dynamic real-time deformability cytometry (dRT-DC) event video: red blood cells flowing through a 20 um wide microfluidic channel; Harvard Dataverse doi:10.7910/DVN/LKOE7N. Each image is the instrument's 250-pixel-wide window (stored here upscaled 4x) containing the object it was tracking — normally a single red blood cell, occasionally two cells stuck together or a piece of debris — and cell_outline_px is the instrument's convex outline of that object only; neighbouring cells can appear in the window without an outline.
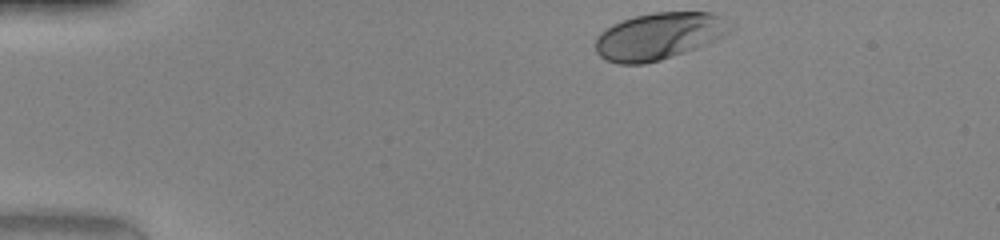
{"species": "human", "species_latin": "Homo sapiens", "temperature_condition": "warm", "stored_images_in_passage": 34, "camera_frame_rate_fps": 3000, "um_per_image_px": 0.085, "donor": {"sex": "female"}, "frame": {"image": 1, "passage_image": 1, "time_ms": 0.0, "image_size_px": [1000, 240], "cell_outline_px": [[736, 24], [724, 36], [696, 48], [660, 60], [644, 64], [620, 64], [608, 60], [600, 56], [596, 52], [596, 36], [604, 28], [612, 24], [636, 16], [652, 12], [712, 12]], "centroid_in_image_um": [56.03, 3.05], "position_along_channel_um": 29.0, "area_um2": 36.93}}
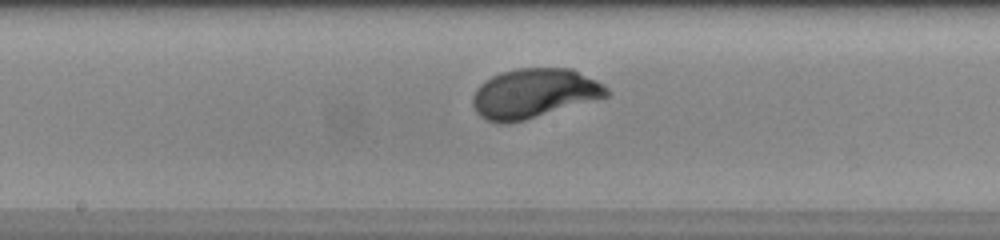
{"frame": {"image": 2, "passage_image": 19, "time_ms": 6.0, "image_size_px": [1000, 240], "cell_outline_px": [[612, 92], [608, 96], [524, 120], [508, 124], [496, 124], [484, 120], [476, 112], [472, 104], [472, 96], [476, 88], [484, 80], [500, 72], [516, 68], [572, 68], [604, 84]], "centroid_in_image_um": [45.35, 7.94], "position_along_channel_um": 202.8, "area_um2": 38.96}}
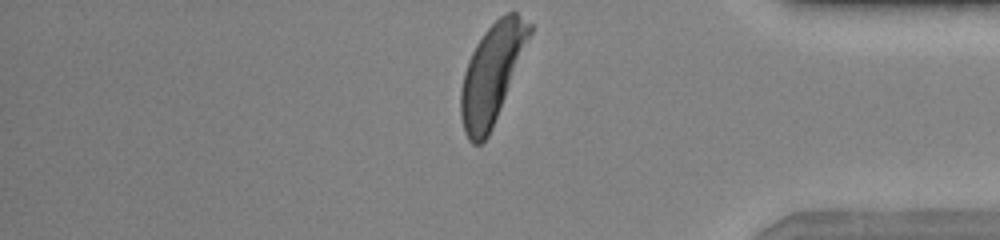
{"frame": {"image": 3, "passage_image": 34, "time_ms": 11.0, "image_size_px": [1000, 240], "cell_outline_px": [[532, 32], [492, 128], [488, 136], [480, 144], [472, 144], [468, 140], [464, 132], [460, 116], [460, 88], [464, 72], [468, 60], [476, 44], [484, 32], [504, 12], [516, 12], [532, 24]], "centroid_in_image_um": [41.78, 6.27], "position_along_channel_um": 393.4, "area_um2": 39.25}, "authors_computed_cell_mechanics": {"area_um2": 38.0902, "velocity_mm_per_s": 4.1897, "shape_relaxation_time_tau1_ms": 2.0633, "shape_relaxation_time_tau2_ms": null, "deformation_change_tau1": 0.1821, "deformation_change_tau2": null}}